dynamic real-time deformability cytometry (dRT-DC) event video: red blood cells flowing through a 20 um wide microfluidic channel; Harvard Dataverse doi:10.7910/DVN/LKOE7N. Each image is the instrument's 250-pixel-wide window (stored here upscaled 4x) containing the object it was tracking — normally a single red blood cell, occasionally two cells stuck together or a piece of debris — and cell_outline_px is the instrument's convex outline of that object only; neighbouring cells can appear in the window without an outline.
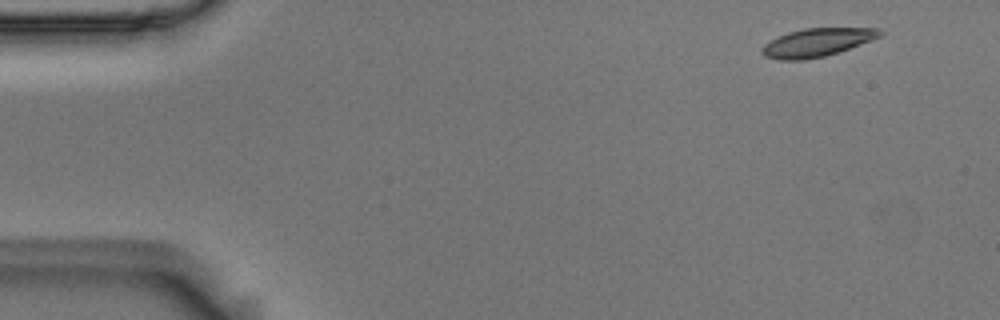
{"species": "Egyptian fruit bat (a non-hibernating species)", "species_latin": "Rousettus aegyptiacus", "temperature_condition": "room temperature", "stored_images_in_passage": 4, "camera_frame_rate_fps": 3000, "um_per_image_px": 0.085, "animal": {"sex": "male"}, "frame": {"image": 1, "passage_image": 1, "time_ms": 0.0, "image_size_px": [1000, 320], "cell_outline_px": [[884, 32], [880, 36], [872, 40], [824, 56], [804, 60], [780, 60], [764, 56], [760, 52], [760, 48], [764, 44], [788, 32], [804, 28], [880, 28]], "centroid_in_image_um": [69.42, 3.61], "position_along_channel_um": 15.6, "area_um2": 19.25}}
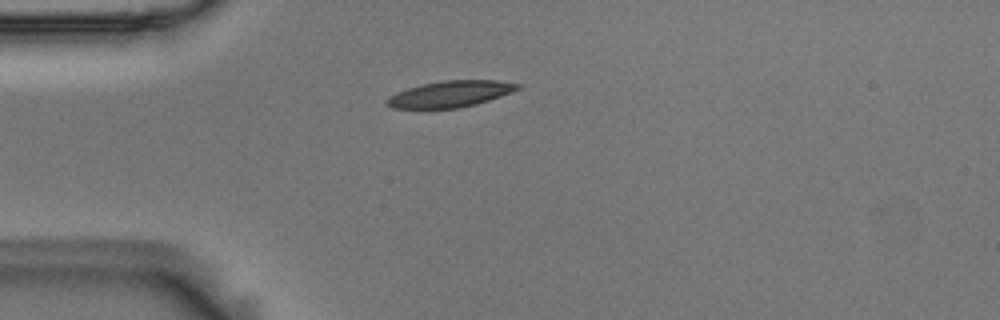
{"frame": {"image": 2, "passage_image": 4, "time_ms": 1.0, "image_size_px": [1000, 320], "cell_outline_px": [[524, 84], [520, 88], [512, 92], [476, 104], [460, 108], [392, 108], [384, 104], [384, 100], [388, 96], [396, 92], [408, 88], [424, 84], [444, 80], [496, 80]], "centroid_in_image_um": [38.26, 7.99], "position_along_channel_um": 46.7, "area_um2": 20.11}}